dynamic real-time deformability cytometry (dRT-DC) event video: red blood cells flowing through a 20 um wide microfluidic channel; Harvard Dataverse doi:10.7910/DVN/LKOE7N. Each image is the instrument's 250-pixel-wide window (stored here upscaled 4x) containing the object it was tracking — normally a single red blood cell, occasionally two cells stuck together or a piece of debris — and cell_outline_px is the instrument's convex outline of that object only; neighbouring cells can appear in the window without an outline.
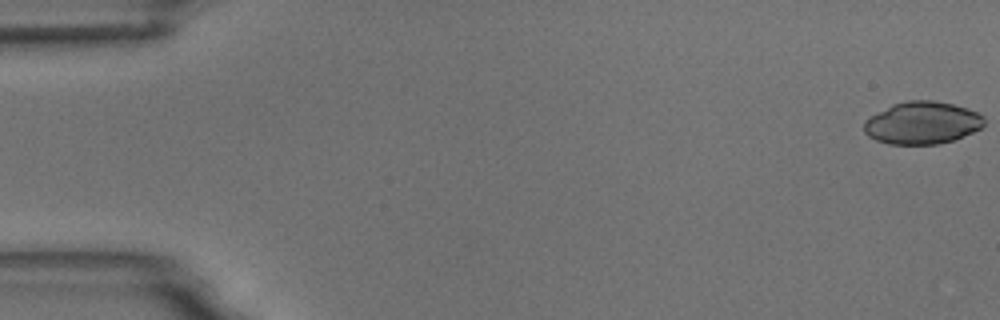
{"species": "common noctule bat (a hibernating species)", "species_latin": "Nyctalus noctula", "temperature_condition": "room temperature", "stored_images_in_passage": 7, "camera_frame_rate_fps": 3000, "um_per_image_px": 0.085, "animal": {"sex": "male", "body_mass_g": 18.8}, "frame": {"image": 1, "passage_image": 1, "time_ms": 0.0, "image_size_px": [1000, 320], "cell_outline_px": [[984, 124], [980, 128], [956, 140], [936, 144], [888, 144], [876, 140], [868, 136], [864, 132], [864, 120], [892, 104], [908, 100], [932, 100], [952, 104], [968, 108], [984, 116]], "centroid_in_image_um": [78.38, 10.44], "position_along_channel_um": 6.6, "area_um2": 29.77}}